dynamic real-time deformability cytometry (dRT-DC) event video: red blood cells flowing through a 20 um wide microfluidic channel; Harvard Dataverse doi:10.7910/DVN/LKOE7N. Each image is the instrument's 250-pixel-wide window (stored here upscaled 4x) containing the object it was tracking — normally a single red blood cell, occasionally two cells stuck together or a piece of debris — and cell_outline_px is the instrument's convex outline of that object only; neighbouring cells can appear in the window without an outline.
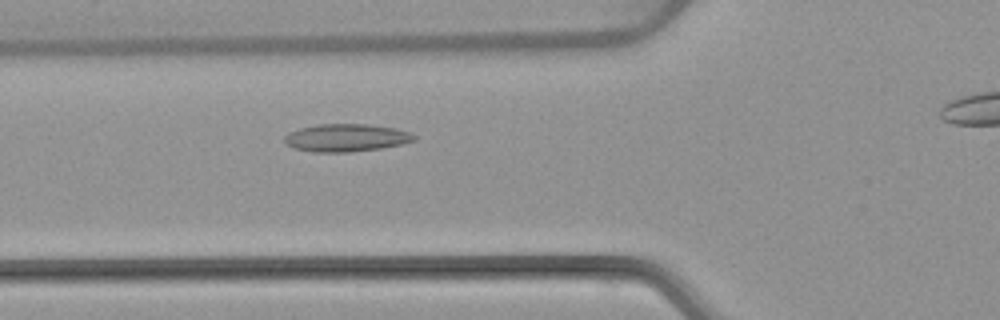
{"species": "common noctule bat (a hibernating species)", "species_latin": "Nyctalus noctula", "temperature_condition": "warm", "stored_images_in_passage": 39, "camera_frame_rate_fps": 3000, "um_per_image_px": 0.085, "animal": {"sex": "female", "body_mass_g": 22.7, "forearm_length_mm": 54.2}, "frame": {"image": 1, "passage_image": 12, "time_ms": 3.667, "image_size_px": [1000, 320], "cell_outline_px": [[416, 140], [400, 144], [380, 148], [348, 152], [312, 152], [292, 148], [284, 144], [284, 136], [288, 132], [300, 128], [316, 124], [368, 124], [396, 128], [408, 132], [416, 136]], "centroid_in_image_um": [29.36, 11.71], "position_along_channel_um": 96.4, "area_um2": 21.04}}
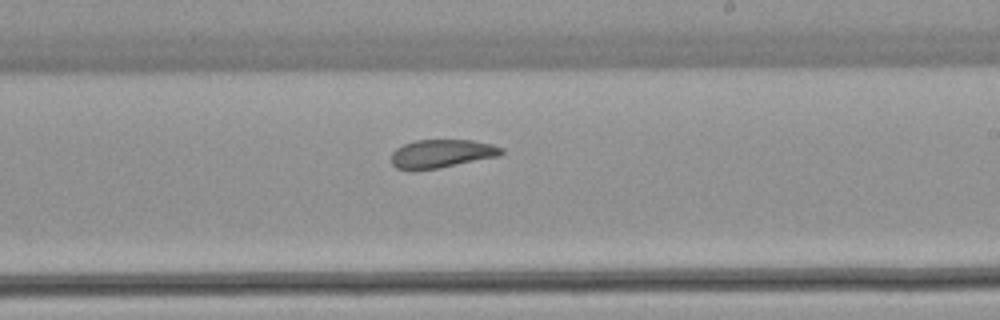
{"frame": {"image": 2, "passage_image": 24, "time_ms": 7.667, "image_size_px": [1000, 320], "cell_outline_px": [[504, 152], [500, 156], [440, 168], [396, 168], [392, 164], [392, 152], [396, 148], [404, 144], [416, 140], [472, 140], [492, 144], [504, 148]], "centroid_in_image_um": [37.61, 13.03], "position_along_channel_um": 251.4, "area_um2": 17.98}}
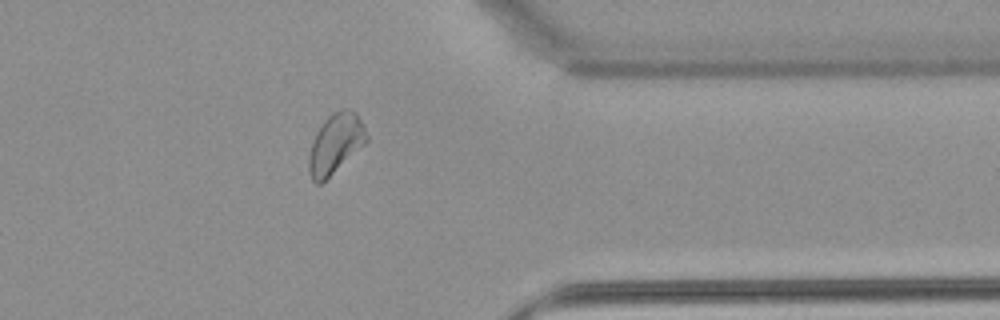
{"frame": {"image": 3, "passage_image": 35, "time_ms": 11.333, "image_size_px": [1000, 320], "cell_outline_px": [[368, 140], [364, 144], [320, 184], [316, 184], [312, 180], [308, 168], [308, 160], [312, 140], [316, 132], [324, 120], [332, 112], [344, 108], [356, 112], [368, 136]], "centroid_in_image_um": [28.49, 12.19], "position_along_channel_um": 382.9, "area_um2": 19.77}, "authors_computed_cell_mechanics": {"area_um2": 19.7676, "velocity_mm_per_s": 3.8842, "shape_relaxation_time_tau1_ms": null, "shape_relaxation_time_tau2_ms": 1.9687, "deformation_change_tau1": null, "deformation_change_tau2": 0.0716}}